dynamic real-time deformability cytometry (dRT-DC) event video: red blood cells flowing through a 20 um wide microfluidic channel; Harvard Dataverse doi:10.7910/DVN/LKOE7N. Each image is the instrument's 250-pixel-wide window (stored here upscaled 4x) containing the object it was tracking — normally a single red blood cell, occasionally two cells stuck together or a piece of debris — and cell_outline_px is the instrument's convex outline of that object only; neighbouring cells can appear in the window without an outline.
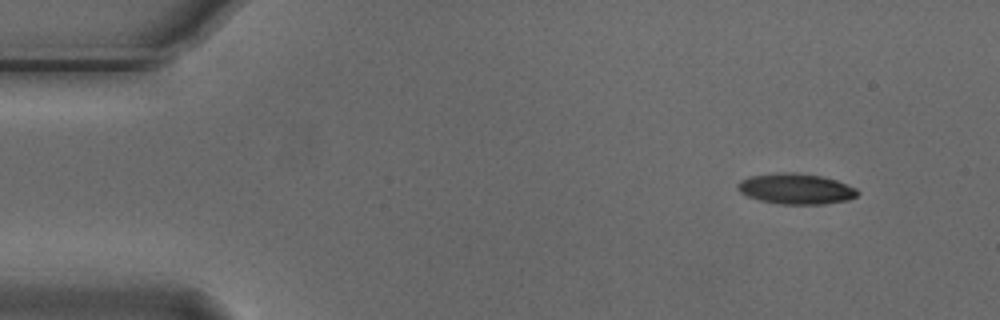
{"species": "Egyptian fruit bat (a non-hibernating species)", "species_latin": "Rousettus aegyptiacus", "temperature_condition": "cold", "stored_images_in_passage": 8, "camera_frame_rate_fps": 3000, "um_per_image_px": 0.085, "animal": {"sex": "male"}, "frame": {"image": 1, "passage_image": 1, "time_ms": 0.0, "image_size_px": [1000, 320], "cell_outline_px": [[860, 192], [856, 196], [848, 200], [824, 204], [780, 204], [760, 200], [748, 196], [740, 192], [736, 188], [736, 184], [740, 180], [752, 176], [776, 172], [792, 172], [820, 176], [836, 180], [856, 188]], "centroid_in_image_um": [67.64, 16.05], "position_along_channel_um": 17.4, "area_um2": 21.39}}
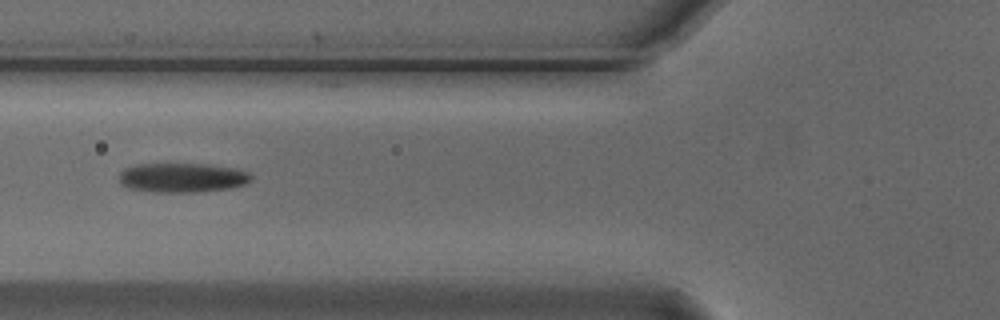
{"frame": {"image": 2, "passage_image": 5, "time_ms": 1.333, "image_size_px": [1000, 320], "cell_outline_px": [[252, 180], [244, 184], [228, 188], [196, 192], [156, 192], [128, 188], [120, 184], [120, 172], [124, 168], [136, 164], [208, 164], [236, 168], [248, 172], [252, 176]], "centroid_in_image_um": [15.48, 15.09], "position_along_channel_um": 110.3, "area_um2": 22.66}}
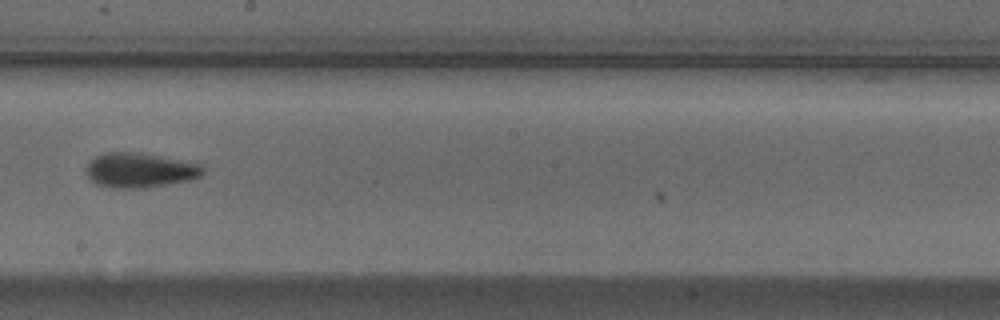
{"frame": {"image": 3, "passage_image": 8, "time_ms": 2.333, "image_size_px": [1000, 320], "cell_outline_px": [[204, 172], [200, 176], [188, 180], [144, 188], [112, 188], [96, 184], [84, 172], [84, 168], [88, 160], [96, 156], [108, 152], [140, 152], [200, 164], [204, 168]], "centroid_in_image_um": [11.82, 14.46], "position_along_channel_um": 236.4, "area_um2": 23.7}}